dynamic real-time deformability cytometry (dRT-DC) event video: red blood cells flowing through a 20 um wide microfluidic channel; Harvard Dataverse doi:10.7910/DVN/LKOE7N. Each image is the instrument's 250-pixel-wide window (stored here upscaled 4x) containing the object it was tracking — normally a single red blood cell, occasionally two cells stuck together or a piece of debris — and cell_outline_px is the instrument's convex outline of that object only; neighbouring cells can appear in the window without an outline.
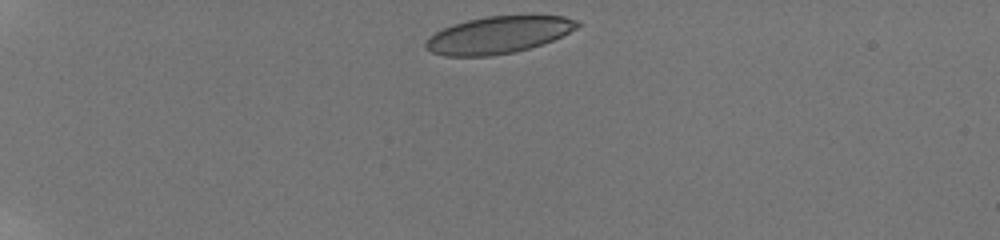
{"species": "human", "species_latin": "Homo sapiens", "temperature_condition": "room temperature", "stored_images_in_passage": 26, "camera_frame_rate_fps": 3000, "um_per_image_px": 0.085, "donor": {"sex": "male"}, "frame": {"image": 1, "passage_image": 1, "time_ms": 0.0, "image_size_px": [1000, 240], "cell_outline_px": [[580, 24], [576, 28], [544, 44], [516, 52], [488, 56], [444, 56], [432, 52], [424, 44], [436, 32], [452, 24], [468, 20], [488, 16], [564, 16], [580, 20]], "centroid_in_image_um": [42.39, 2.97], "position_along_channel_um": 42.6, "area_um2": 32.43}}
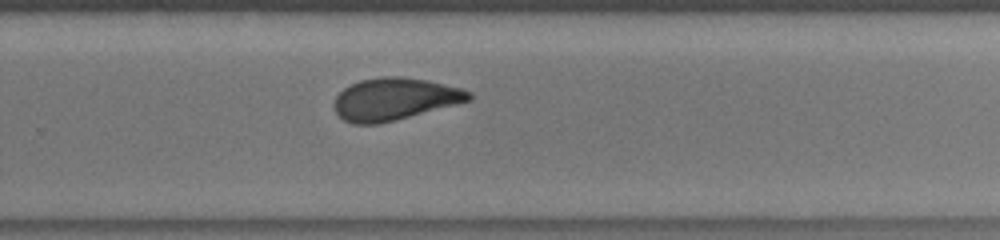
{"frame": {"image": 2, "passage_image": 17, "time_ms": 8.333, "image_size_px": [1000, 240], "cell_outline_px": [[472, 100], [396, 120], [380, 124], [352, 124], [344, 120], [336, 112], [332, 104], [336, 96], [344, 88], [360, 80], [380, 76], [400, 76], [428, 80], [460, 88], [472, 92]], "centroid_in_image_um": [33.53, 8.42], "position_along_channel_um": 296.3, "area_um2": 33.29}}
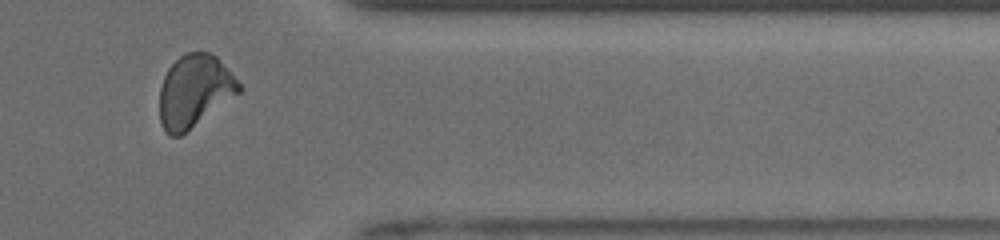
{"frame": {"image": 3, "passage_image": 22, "time_ms": 11.0, "image_size_px": [1000, 240], "cell_outline_px": [[244, 88], [240, 92], [180, 136], [168, 136], [164, 132], [160, 124], [160, 88], [164, 76], [168, 68], [184, 52], [208, 52], [216, 56]], "centroid_in_image_um": [16.5, 7.75], "position_along_channel_um": 394.9, "area_um2": 33.29}, "authors_computed_cell_mechanics": {"area_um2": 33.2928, "velocity_mm_per_s": 3.9163, "shape_relaxation_time_tau1_ms": 5.0734, "shape_relaxation_time_tau2_ms": 1.4386, "deformation_change_tau1": 0.1411, "deformation_change_tau2": 0.071}}